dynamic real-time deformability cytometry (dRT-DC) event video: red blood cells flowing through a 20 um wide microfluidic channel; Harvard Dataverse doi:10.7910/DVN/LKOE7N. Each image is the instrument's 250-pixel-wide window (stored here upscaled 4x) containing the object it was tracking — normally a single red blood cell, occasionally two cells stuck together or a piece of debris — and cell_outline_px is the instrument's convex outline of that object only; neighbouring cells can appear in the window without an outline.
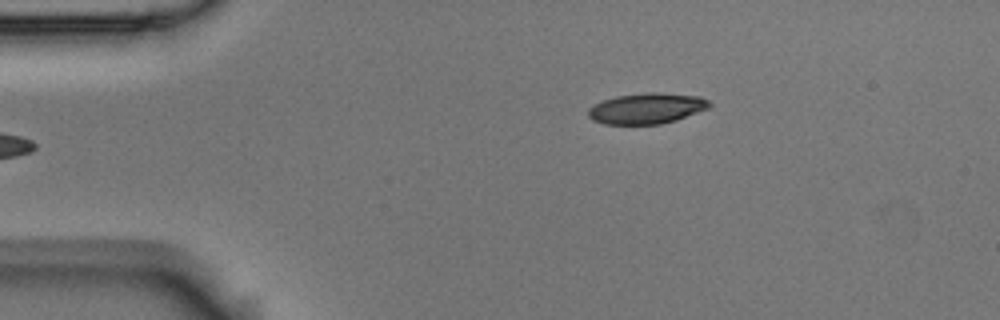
{"species": "Egyptian fruit bat (a non-hibernating species)", "species_latin": "Rousettus aegyptiacus", "temperature_condition": "room temperature", "stored_images_in_passage": 5, "camera_frame_rate_fps": 3000, "um_per_image_px": 0.085, "animal": {"sex": "male"}, "frame": {"image": 1, "passage_image": 5, "time_ms": 1.333, "image_size_px": [1000, 320], "cell_outline_px": [[712, 104], [708, 108], [676, 120], [660, 124], [604, 124], [592, 120], [588, 116], [588, 108], [604, 100], [616, 96], [648, 92], [660, 92], [700, 96], [708, 100]], "centroid_in_image_um": [54.98, 9.21], "position_along_channel_um": 30.0, "area_um2": 21.68}}